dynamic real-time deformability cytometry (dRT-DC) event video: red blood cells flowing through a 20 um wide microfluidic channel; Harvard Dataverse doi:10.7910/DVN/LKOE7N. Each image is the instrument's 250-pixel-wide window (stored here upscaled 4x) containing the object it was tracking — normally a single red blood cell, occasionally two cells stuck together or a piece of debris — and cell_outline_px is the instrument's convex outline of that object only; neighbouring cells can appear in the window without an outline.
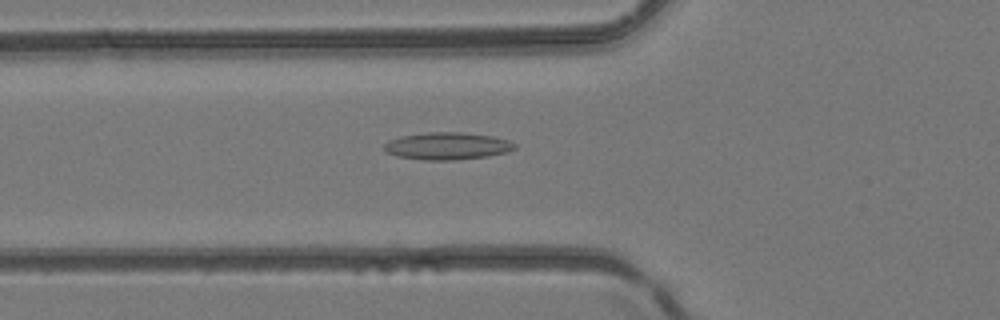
{"species": "common noctule bat (a hibernating species)", "species_latin": "Nyctalus noctula", "temperature_condition": "room temperature", "stored_images_in_passage": 42, "camera_frame_rate_fps": 3000, "um_per_image_px": 0.085, "animal": {"sex": "female", "body_mass_g": 24.6, "forearm_length_mm": 56.2}, "frame": {"image": 1, "passage_image": 13, "time_ms": 4.0, "image_size_px": [1000, 320], "cell_outline_px": [[516, 148], [504, 152], [488, 156], [452, 160], [424, 160], [396, 156], [388, 152], [384, 148], [384, 144], [388, 140], [400, 136], [428, 132], [460, 132], [492, 136], [508, 140], [516, 144]], "centroid_in_image_um": [37.99, 12.4], "position_along_channel_um": 87.8, "area_um2": 20.63}}
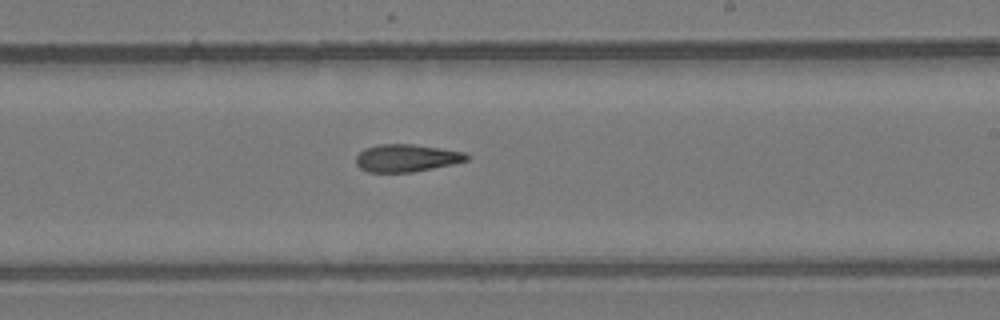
{"frame": {"image": 2, "passage_image": 24, "time_ms": 7.667, "image_size_px": [1000, 320], "cell_outline_px": [[468, 160], [452, 164], [412, 172], [368, 172], [360, 168], [356, 164], [356, 156], [364, 148], [376, 144], [412, 144], [464, 152], [468, 156]], "centroid_in_image_um": [34.5, 13.43], "position_along_channel_um": 254.5, "area_um2": 17.63}}
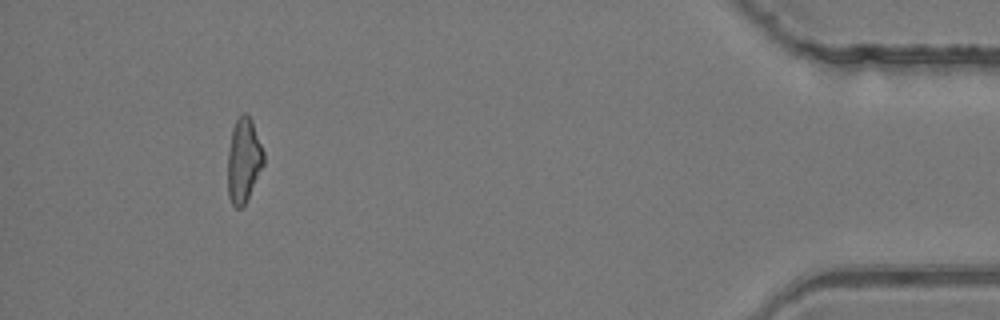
{"frame": {"image": 3, "passage_image": 39, "time_ms": 12.667, "image_size_px": [1000, 320], "cell_outline_px": [[264, 164], [244, 204], [240, 208], [236, 208], [232, 204], [228, 196], [228, 152], [232, 128], [236, 120], [244, 112], [252, 120], [264, 152]], "centroid_in_image_um": [20.71, 13.61], "position_along_channel_um": 414.5, "area_um2": 17.46}}